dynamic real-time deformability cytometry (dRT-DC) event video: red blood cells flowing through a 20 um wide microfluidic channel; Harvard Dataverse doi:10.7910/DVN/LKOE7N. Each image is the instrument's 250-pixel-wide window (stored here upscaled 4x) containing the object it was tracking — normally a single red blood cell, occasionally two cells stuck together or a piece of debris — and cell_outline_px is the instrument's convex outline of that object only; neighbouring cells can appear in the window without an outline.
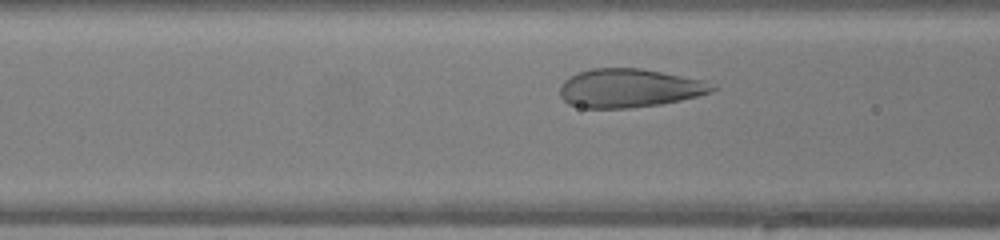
{"species": "human", "species_latin": "Homo sapiens", "temperature_condition": "warm", "stored_images_in_passage": 49, "camera_frame_rate_fps": 3000, "um_per_image_px": 0.085, "donor": {"sex": "female"}, "frame": {"image": 1, "passage_image": 18, "time_ms": 5.667, "image_size_px": [1000, 240], "cell_outline_px": [[716, 88], [712, 92], [680, 100], [660, 104], [628, 108], [584, 108], [568, 104], [560, 96], [560, 84], [568, 76], [592, 68], [640, 68], [704, 80]], "centroid_in_image_um": [53.44, 7.49], "position_along_channel_um": 113.2, "area_um2": 34.22}}
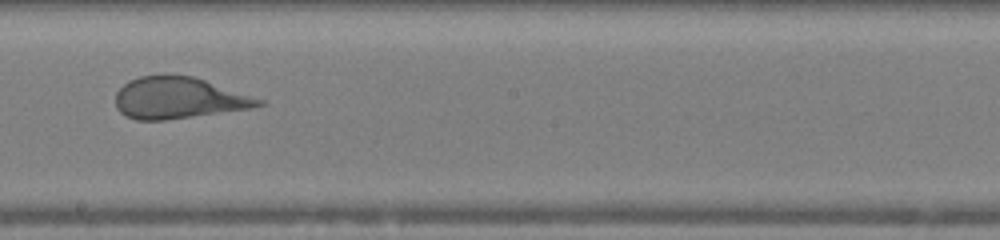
{"frame": {"image": 2, "passage_image": 27, "time_ms": 8.667, "image_size_px": [1000, 240], "cell_outline_px": [[268, 104], [252, 108], [164, 120], [136, 120], [124, 116], [116, 108], [116, 92], [128, 80], [140, 76], [164, 72], [168, 72], [192, 76], [264, 100]], "centroid_in_image_um": [15.14, 8.3], "position_along_channel_um": 233.1, "area_um2": 35.03}}
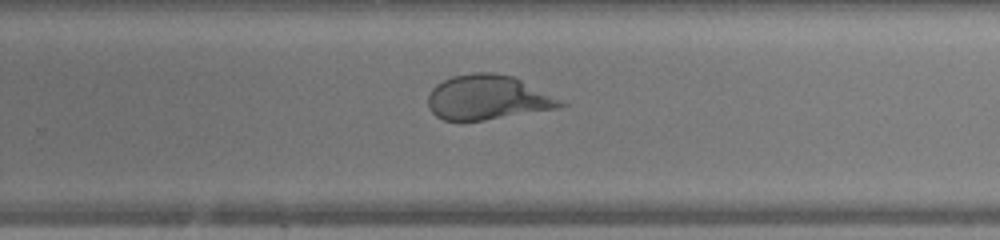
{"frame": {"image": 3, "passage_image": 31, "time_ms": 10.0, "image_size_px": [1000, 240], "cell_outline_px": [[568, 104], [560, 108], [484, 120], [444, 120], [436, 116], [428, 108], [428, 96], [432, 88], [436, 84], [452, 76], [472, 72], [492, 72], [512, 76]], "centroid_in_image_um": [41.41, 8.29], "position_along_channel_um": 288.4, "area_um2": 34.1}}